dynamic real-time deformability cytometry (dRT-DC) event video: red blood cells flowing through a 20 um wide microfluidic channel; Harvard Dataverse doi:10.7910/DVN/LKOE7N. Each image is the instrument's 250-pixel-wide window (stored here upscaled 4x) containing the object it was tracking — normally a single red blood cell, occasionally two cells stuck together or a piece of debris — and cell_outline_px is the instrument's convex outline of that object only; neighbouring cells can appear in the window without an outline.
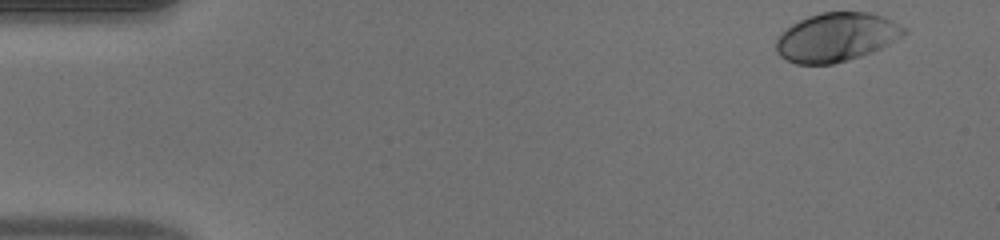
{"species": "human", "species_latin": "Homo sapiens", "temperature_condition": "warm", "stored_images_in_passage": 42, "camera_frame_rate_fps": 3000, "um_per_image_px": 0.085, "donor": {"sex": "male"}, "frame": {"image": 1, "passage_image": 1, "time_ms": 0.0, "image_size_px": [1000, 240], "cell_outline_px": [[908, 32], [888, 44], [872, 52], [848, 60], [832, 64], [796, 64], [780, 56], [776, 52], [776, 40], [792, 24], [808, 16], [820, 12], [868, 12], [884, 16], [908, 28]], "centroid_in_image_um": [71.12, 3.15], "position_along_channel_um": 13.9, "area_um2": 36.24}}
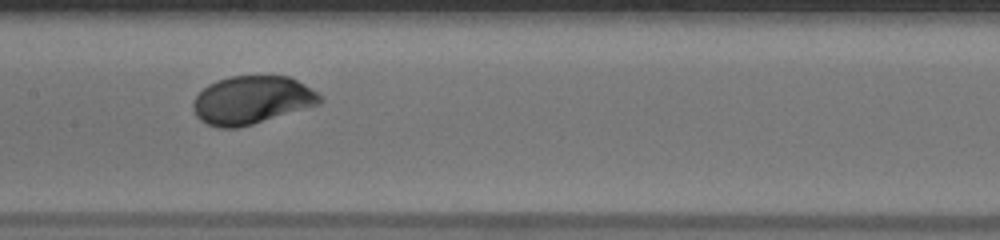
{"frame": {"image": 2, "passage_image": 23, "time_ms": 7.333, "image_size_px": [1000, 240], "cell_outline_px": [[324, 100], [320, 104], [252, 124], [236, 128], [216, 128], [200, 120], [196, 116], [192, 108], [192, 100], [208, 84], [216, 80], [232, 76], [288, 76], [304, 84], [316, 92]], "centroid_in_image_um": [21.37, 8.51], "position_along_channel_um": 186.0, "area_um2": 35.43}}
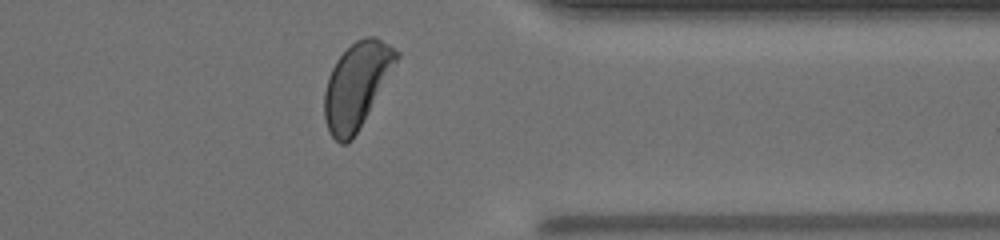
{"frame": {"image": 3, "passage_image": 38, "time_ms": 12.333, "image_size_px": [1000, 240], "cell_outline_px": [[400, 56], [352, 140], [348, 144], [340, 144], [328, 132], [324, 120], [324, 92], [328, 76], [336, 60], [356, 40], [364, 36], [376, 36], [400, 52]], "centroid_in_image_um": [30.28, 7.25], "position_along_channel_um": 381.1, "area_um2": 35.49}, "authors_computed_cell_mechanics": {"area_um2": 35.4314, "velocity_mm_per_s": 4.0665, "shape_relaxation_time_tau1_ms": 2.4544, "shape_relaxation_time_tau2_ms": null, "deformation_change_tau1": 0.1651, "deformation_change_tau2": null}}